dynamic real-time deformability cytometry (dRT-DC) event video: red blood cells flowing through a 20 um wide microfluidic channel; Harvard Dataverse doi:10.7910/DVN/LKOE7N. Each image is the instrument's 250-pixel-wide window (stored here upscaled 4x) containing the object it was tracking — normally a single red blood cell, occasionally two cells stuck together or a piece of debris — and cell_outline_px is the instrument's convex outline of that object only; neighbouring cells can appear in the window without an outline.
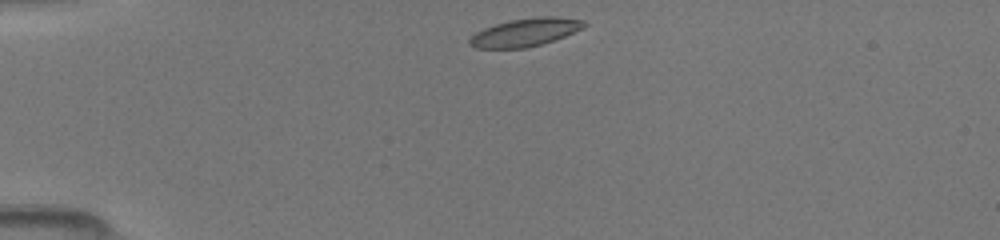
{"species": "common noctule bat (a hibernating species)", "species_latin": "Nyctalus noctula", "temperature_condition": "room temperature", "stored_images_in_passage": 7, "camera_frame_rate_fps": 3000, "um_per_image_px": 0.085, "animal": {"sex": "female", "body_mass_g": 19.5, "forearm_length_mm": 54.1}, "frame": {"image": 1, "passage_image": 1, "time_ms": 0.0, "image_size_px": [1000, 240], "cell_outline_px": [[588, 24], [584, 28], [564, 36], [528, 48], [476, 48], [468, 44], [468, 40], [476, 32], [484, 28], [508, 20], [536, 16], [556, 16], [584, 20]], "centroid_in_image_um": [44.66, 2.73], "position_along_channel_um": 40.3, "area_um2": 18.79}}
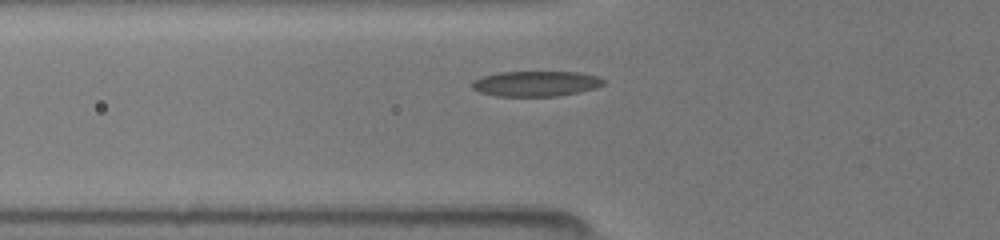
{"frame": {"image": 2, "passage_image": 6, "time_ms": 2.0, "image_size_px": [1000, 240], "cell_outline_px": [[604, 84], [596, 88], [580, 92], [556, 96], [496, 96], [480, 92], [472, 88], [472, 80], [484, 76], [500, 72], [580, 72], [596, 76], [604, 80]], "centroid_in_image_um": [45.55, 7.11], "position_along_channel_um": 80.2, "area_um2": 19.36}}